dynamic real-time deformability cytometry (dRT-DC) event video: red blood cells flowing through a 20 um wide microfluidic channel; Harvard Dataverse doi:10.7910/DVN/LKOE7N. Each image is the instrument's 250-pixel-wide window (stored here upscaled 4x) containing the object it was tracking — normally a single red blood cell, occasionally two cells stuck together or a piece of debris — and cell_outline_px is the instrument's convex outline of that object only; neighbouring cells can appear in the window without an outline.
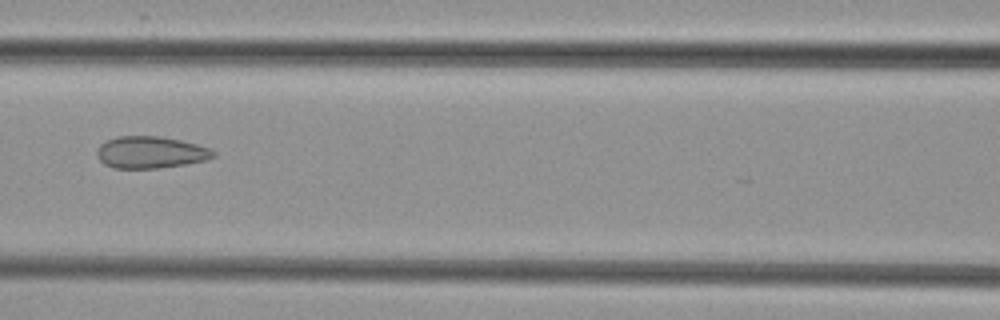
{"species": "common noctule bat (a hibernating species)", "species_latin": "Nyctalus noctula", "temperature_condition": "cold", "stored_images_in_passage": 8, "camera_frame_rate_fps": 3000, "um_per_image_px": 0.085, "animal": {"sex": "female", "body_mass_g": 29.2, "forearm_length_mm": 56.3}, "frame": {"image": 1, "passage_image": 8, "time_ms": 9.333, "image_size_px": [1000, 320], "cell_outline_px": [[216, 156], [204, 160], [184, 164], [156, 168], [112, 168], [104, 164], [96, 156], [96, 152], [100, 144], [116, 136], [160, 136], [180, 140], [196, 144], [208, 148], [216, 152]], "centroid_in_image_um": [12.76, 12.94], "position_along_channel_um": 153.8, "area_um2": 21.56}}